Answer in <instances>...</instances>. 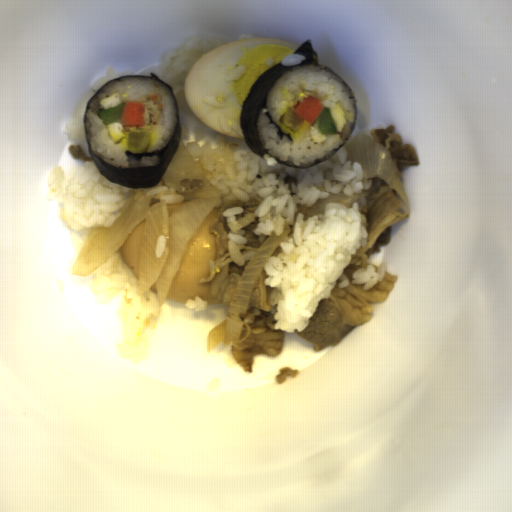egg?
I'll list each match as a JSON object with an SVG mask.
<instances>
[{"label":"egg","instance_id":"d2b9013d","mask_svg":"<svg viewBox=\"0 0 512 512\" xmlns=\"http://www.w3.org/2000/svg\"><path fill=\"white\" fill-rule=\"evenodd\" d=\"M298 48L282 39L249 37L202 54L186 76L188 107L208 127L245 139L241 113L253 84Z\"/></svg>","mask_w":512,"mask_h":512},{"label":"egg","instance_id":"2799bb9f","mask_svg":"<svg viewBox=\"0 0 512 512\" xmlns=\"http://www.w3.org/2000/svg\"><path fill=\"white\" fill-rule=\"evenodd\" d=\"M220 207H212L205 220L194 233L171 281L168 297L170 301L185 303L200 297L206 305L217 304L211 294L209 282H200L210 275L211 260L216 258L215 234L210 228L218 219Z\"/></svg>","mask_w":512,"mask_h":512},{"label":"egg","instance_id":"db1cbce2","mask_svg":"<svg viewBox=\"0 0 512 512\" xmlns=\"http://www.w3.org/2000/svg\"><path fill=\"white\" fill-rule=\"evenodd\" d=\"M145 225L146 219L136 227L118 248L120 256L139 281Z\"/></svg>","mask_w":512,"mask_h":512},{"label":"egg","instance_id":"581b19a8","mask_svg":"<svg viewBox=\"0 0 512 512\" xmlns=\"http://www.w3.org/2000/svg\"><path fill=\"white\" fill-rule=\"evenodd\" d=\"M106 127L108 136L113 143L120 144L124 138L128 137L129 130L126 125H122V116Z\"/></svg>","mask_w":512,"mask_h":512},{"label":"egg","instance_id":"535e4f2a","mask_svg":"<svg viewBox=\"0 0 512 512\" xmlns=\"http://www.w3.org/2000/svg\"><path fill=\"white\" fill-rule=\"evenodd\" d=\"M327 107H330L331 116L335 123L337 132L343 133L344 127L348 123L344 108L338 102H335Z\"/></svg>","mask_w":512,"mask_h":512},{"label":"egg","instance_id":"465d88aa","mask_svg":"<svg viewBox=\"0 0 512 512\" xmlns=\"http://www.w3.org/2000/svg\"><path fill=\"white\" fill-rule=\"evenodd\" d=\"M99 105L102 109V111L107 110L111 107H116L120 104H122V98L121 93H113L107 96L104 99L99 100Z\"/></svg>","mask_w":512,"mask_h":512},{"label":"egg","instance_id":"b2c4e7a5","mask_svg":"<svg viewBox=\"0 0 512 512\" xmlns=\"http://www.w3.org/2000/svg\"><path fill=\"white\" fill-rule=\"evenodd\" d=\"M310 138L312 142L316 144H322L324 141L328 139L327 134L322 135L315 127L311 125L310 127Z\"/></svg>","mask_w":512,"mask_h":512},{"label":"egg","instance_id":"d83a857f","mask_svg":"<svg viewBox=\"0 0 512 512\" xmlns=\"http://www.w3.org/2000/svg\"><path fill=\"white\" fill-rule=\"evenodd\" d=\"M189 200H186L183 198V201L179 204H167L166 203V206H167V210H168V214H169V217L175 212L177 211L183 204H185L186 202H188Z\"/></svg>","mask_w":512,"mask_h":512},{"label":"egg","instance_id":"66dad537","mask_svg":"<svg viewBox=\"0 0 512 512\" xmlns=\"http://www.w3.org/2000/svg\"><path fill=\"white\" fill-rule=\"evenodd\" d=\"M149 289L158 296L156 283H153Z\"/></svg>","mask_w":512,"mask_h":512}]
</instances>
